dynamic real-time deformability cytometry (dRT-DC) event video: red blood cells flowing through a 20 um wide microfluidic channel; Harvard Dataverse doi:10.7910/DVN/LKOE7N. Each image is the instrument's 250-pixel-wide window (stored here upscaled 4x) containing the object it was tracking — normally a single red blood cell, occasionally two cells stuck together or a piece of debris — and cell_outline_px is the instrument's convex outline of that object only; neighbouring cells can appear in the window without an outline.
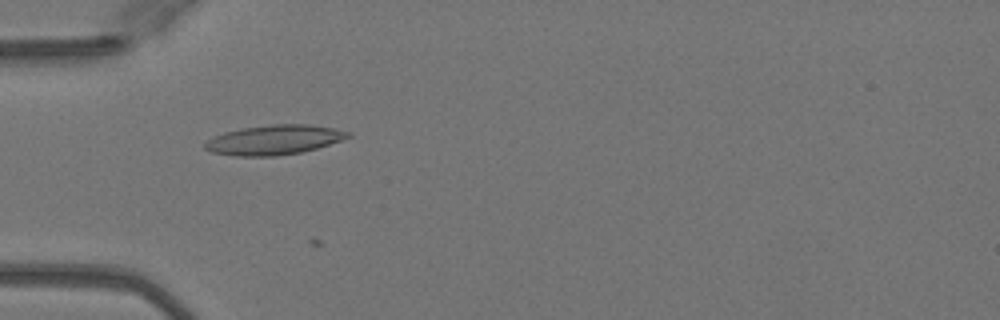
{"species": "Egyptian fruit bat (a non-hibernating species)", "species_latin": "Rousettus aegyptiacus", "temperature_condition": "warm", "stored_images_in_passage": 12, "camera_frame_rate_fps": 3000, "um_per_image_px": 0.085, "animal": {"sex": "female"}, "frame": {"image": 1, "passage_image": 5, "time_ms": 1.333, "image_size_px": [1000, 320], "cell_outline_px": [[352, 136], [316, 148], [300, 152], [276, 156], [236, 156], [212, 152], [204, 148], [204, 144], [208, 140], [224, 132], [244, 128], [272, 124], [308, 124], [332, 128], [352, 132]], "centroid_in_image_um": [23.3, 11.89], "position_along_channel_um": 61.7, "area_um2": 24.45}}